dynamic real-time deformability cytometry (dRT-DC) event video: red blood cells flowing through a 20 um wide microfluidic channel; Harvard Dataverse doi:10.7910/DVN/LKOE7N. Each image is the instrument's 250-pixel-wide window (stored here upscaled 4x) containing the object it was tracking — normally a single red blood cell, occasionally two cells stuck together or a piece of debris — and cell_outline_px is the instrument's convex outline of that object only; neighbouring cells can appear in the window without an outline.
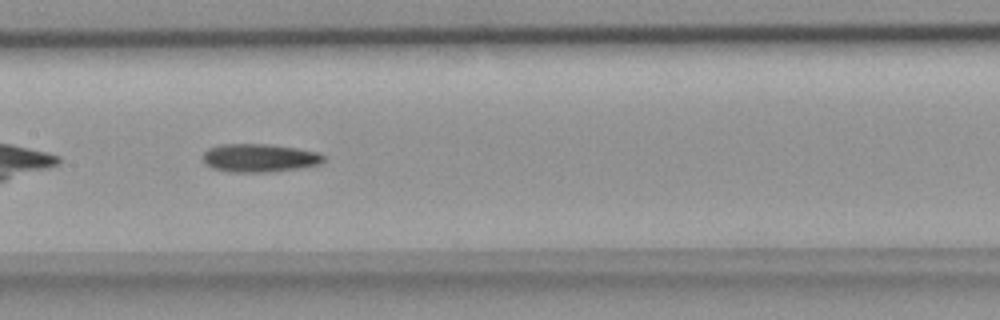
{"species": "common noctule bat (a hibernating species)", "species_latin": "Nyctalus noctula", "temperature_condition": "room temperature", "stored_images_in_passage": 31, "camera_frame_rate_fps": 3000, "um_per_image_px": 0.085, "animal": {"sex": "female", "body_mass_g": 18.4}, "frame": {"image": 1, "passage_image": 10, "time_ms": 3.0, "image_size_px": [1000, 320], "cell_outline_px": [[324, 160], [320, 164], [300, 168], [268, 172], [228, 172], [212, 168], [204, 164], [204, 152], [208, 148], [220, 144], [268, 144], [296, 148], [320, 152], [324, 156]], "centroid_in_image_um": [22.04, 13.42], "position_along_channel_um": 185.4, "area_um2": 20.0}}
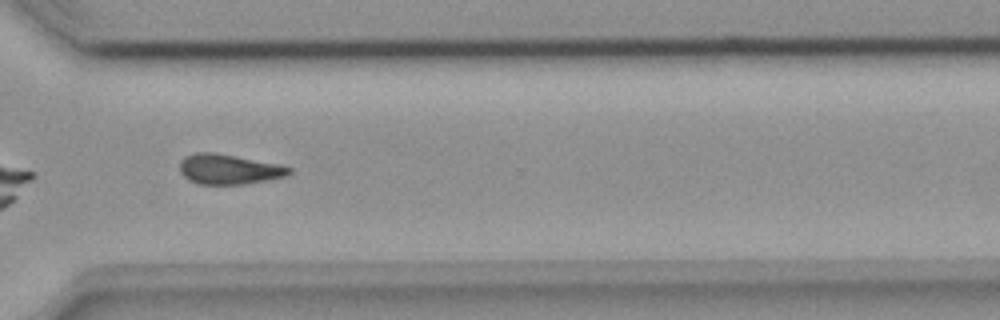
{"frame": {"image": 2, "passage_image": 22, "time_ms": 7.0, "image_size_px": [1000, 320], "cell_outline_px": [[292, 172], [284, 176], [268, 180], [244, 184], [200, 184], [188, 180], [180, 172], [180, 160], [184, 156], [196, 152], [212, 152], [280, 164], [292, 168]], "centroid_in_image_um": [19.43, 14.38], "position_along_channel_um": 351.2, "area_um2": 19.13}}